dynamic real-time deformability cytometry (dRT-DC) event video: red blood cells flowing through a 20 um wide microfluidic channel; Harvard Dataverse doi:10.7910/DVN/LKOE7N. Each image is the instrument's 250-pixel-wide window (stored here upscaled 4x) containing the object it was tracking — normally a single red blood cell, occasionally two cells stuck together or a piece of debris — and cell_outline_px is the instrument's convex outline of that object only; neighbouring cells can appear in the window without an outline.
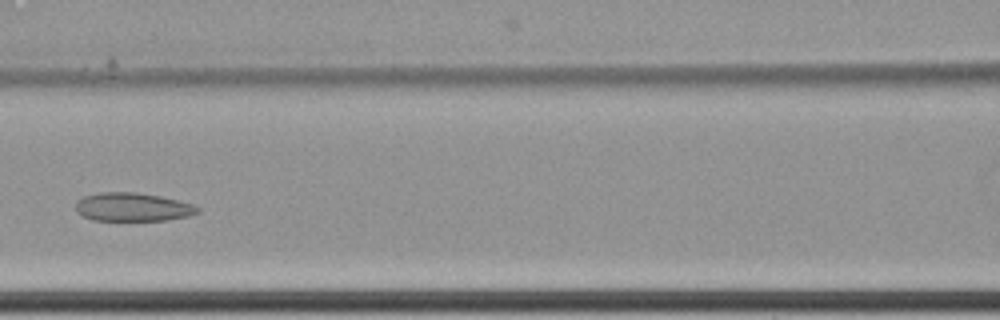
{"species": "common noctule bat (a hibernating species)", "species_latin": "Nyctalus noctula", "temperature_condition": "cold", "stored_images_in_passage": 10, "camera_frame_rate_fps": 3000, "um_per_image_px": 0.085, "animal": {"sex": "female", "body_mass_g": 22.7, "forearm_length_mm": 54.2}, "frame": {"image": 1, "passage_image": 7, "time_ms": 2.0, "image_size_px": [1000, 320], "cell_outline_px": [[200, 212], [188, 216], [168, 220], [92, 220], [76, 212], [76, 200], [84, 196], [100, 192], [136, 192], [160, 196], [192, 204], [200, 208]], "centroid_in_image_um": [11.26, 17.59], "position_along_channel_um": 155.3, "area_um2": 20.23}}
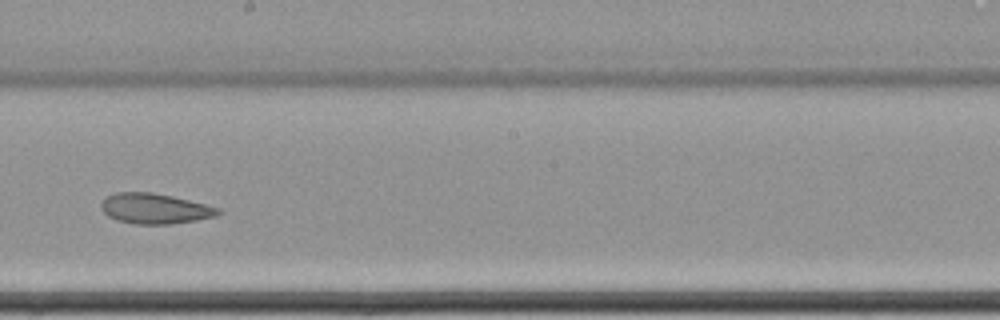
{"frame": {"image": 2, "passage_image": 9, "time_ms": 2.667, "image_size_px": [1000, 320], "cell_outline_px": [[224, 212], [216, 216], [196, 220], [172, 224], [136, 224], [120, 220], [108, 216], [100, 208], [100, 204], [108, 196], [116, 192], [152, 192], [172, 196], [220, 208]], "centroid_in_image_um": [13.19, 17.73], "position_along_channel_um": 235.0, "area_um2": 20.58}}
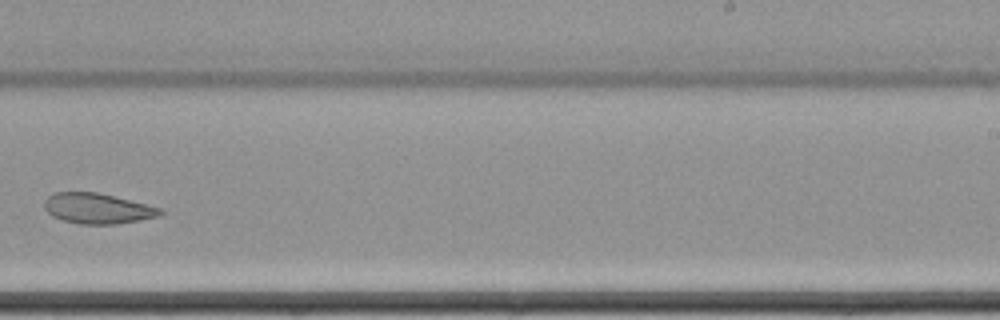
{"frame": {"image": 3, "passage_image": 10, "time_ms": 3.0, "image_size_px": [1000, 320], "cell_outline_px": [[164, 212], [160, 216], [140, 220], [116, 224], [80, 224], [64, 220], [52, 216], [44, 208], [44, 200], [48, 196], [56, 192], [96, 192], [164, 208]], "centroid_in_image_um": [8.32, 17.72], "position_along_channel_um": 280.7, "area_um2": 20.58}}